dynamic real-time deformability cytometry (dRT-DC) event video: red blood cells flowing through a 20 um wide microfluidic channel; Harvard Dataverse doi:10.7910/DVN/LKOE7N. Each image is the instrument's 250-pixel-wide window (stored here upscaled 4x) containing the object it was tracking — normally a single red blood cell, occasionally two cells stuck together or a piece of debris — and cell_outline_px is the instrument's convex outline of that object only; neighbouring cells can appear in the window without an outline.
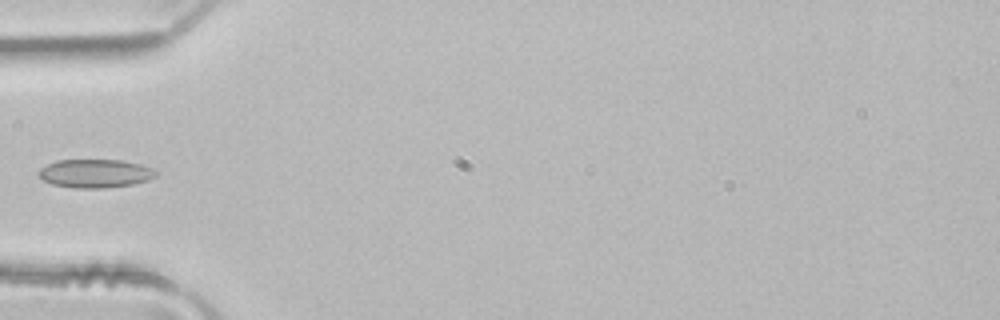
{"species": "common noctule bat (a hibernating species)", "species_latin": "Nyctalus noctula", "temperature_condition": "room temperature", "stored_images_in_passage": 5, "camera_frame_rate_fps": 3000, "um_per_image_px": 0.085, "animal": {"sex": "male", "body_mass_g": 21.5, "forearm_length_mm": 52.0}, "frame": {"image": 1, "passage_image": 5, "time_ms": 1.333, "image_size_px": [1000, 320], "cell_outline_px": [[156, 176], [148, 180], [132, 184], [104, 188], [72, 188], [52, 184], [44, 180], [40, 176], [40, 168], [56, 160], [120, 160], [140, 164], [152, 168], [156, 172]], "centroid_in_image_um": [8.09, 14.74], "position_along_channel_um": 76.9, "area_um2": 19.31}}